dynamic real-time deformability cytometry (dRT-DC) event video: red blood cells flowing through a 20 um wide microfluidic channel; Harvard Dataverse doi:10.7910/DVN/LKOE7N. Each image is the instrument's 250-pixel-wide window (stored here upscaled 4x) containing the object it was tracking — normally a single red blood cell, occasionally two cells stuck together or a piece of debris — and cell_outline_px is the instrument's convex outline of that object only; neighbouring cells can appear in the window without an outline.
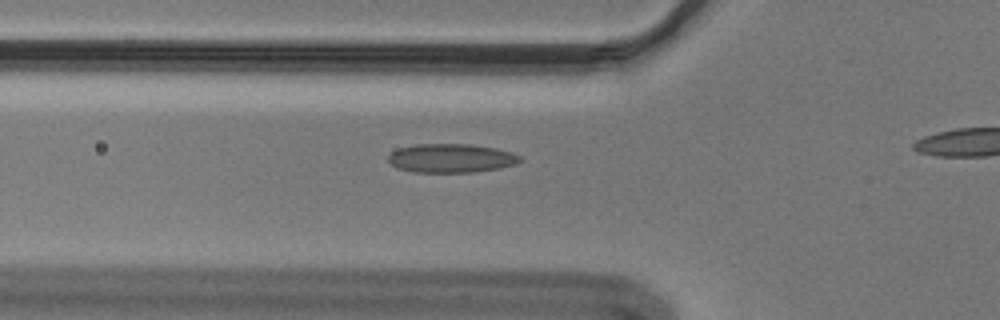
{"species": "Egyptian fruit bat (a non-hibernating species)", "species_latin": "Rousettus aegyptiacus", "temperature_condition": "cold", "stored_images_in_passage": 43, "camera_frame_rate_fps": 3000, "um_per_image_px": 0.085, "animal": {"sex": "male"}, "frame": {"image": 1, "passage_image": 14, "time_ms": 4.333, "image_size_px": [1000, 320], "cell_outline_px": [[524, 160], [516, 164], [500, 168], [476, 172], [412, 172], [396, 168], [388, 160], [388, 156], [392, 152], [400, 148], [416, 144], [468, 144], [496, 148], [512, 152], [520, 156]], "centroid_in_image_um": [38.38, 13.45], "position_along_channel_um": 87.4, "area_um2": 22.25}}
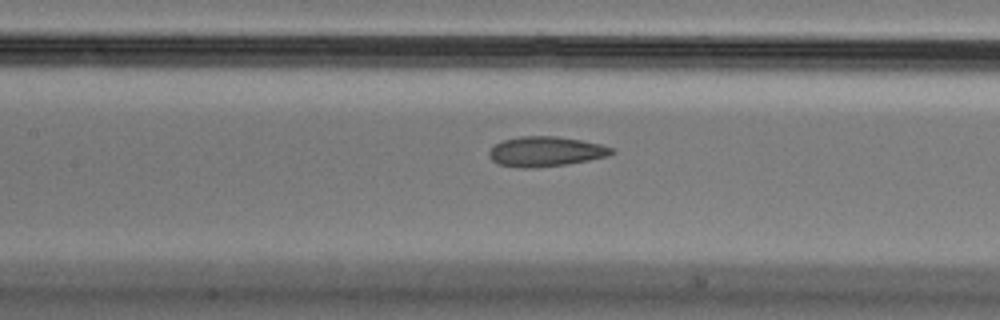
{"frame": {"image": 2, "passage_image": 20, "time_ms": 6.333, "image_size_px": [1000, 320], "cell_outline_px": [[616, 152], [608, 156], [568, 164], [536, 168], [516, 168], [496, 164], [492, 160], [488, 152], [496, 144], [504, 140], [520, 136], [556, 136], [580, 140], [600, 144], [612, 148]], "centroid_in_image_um": [46.37, 12.89], "position_along_channel_um": 161.0, "area_um2": 21.44}}
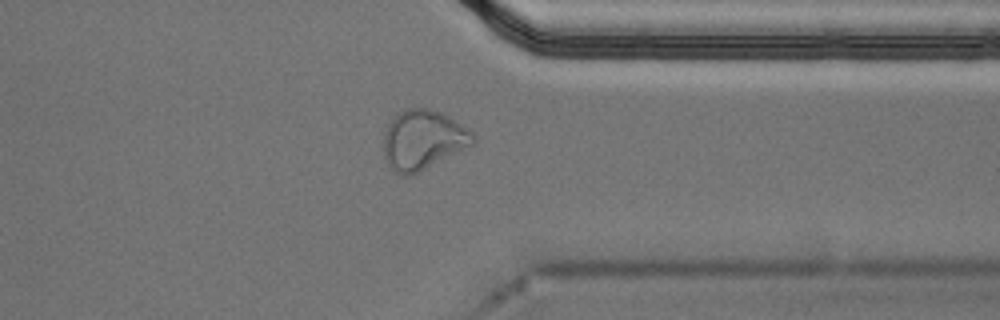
{"frame": {"image": 3, "passage_image": 38, "time_ms": 12.333, "image_size_px": [1000, 320], "cell_outline_px": [[476, 144], [412, 176], [404, 176], [392, 172], [384, 156], [384, 132], [392, 116], [404, 108], [428, 108], [440, 112], [448, 116], [472, 132], [476, 136]], "centroid_in_image_um": [35.95, 11.91], "position_along_channel_um": 375.5, "area_um2": 31.62}, "authors_computed_cell_mechanics": {"area_um2": 21.675, "velocity_mm_per_s": 3.6175, "shape_relaxation_time_tau1_ms": null, "shape_relaxation_time_tau2_ms": 2.3336, "deformation_change_tau1": null, "deformation_change_tau2": 0.0904}}